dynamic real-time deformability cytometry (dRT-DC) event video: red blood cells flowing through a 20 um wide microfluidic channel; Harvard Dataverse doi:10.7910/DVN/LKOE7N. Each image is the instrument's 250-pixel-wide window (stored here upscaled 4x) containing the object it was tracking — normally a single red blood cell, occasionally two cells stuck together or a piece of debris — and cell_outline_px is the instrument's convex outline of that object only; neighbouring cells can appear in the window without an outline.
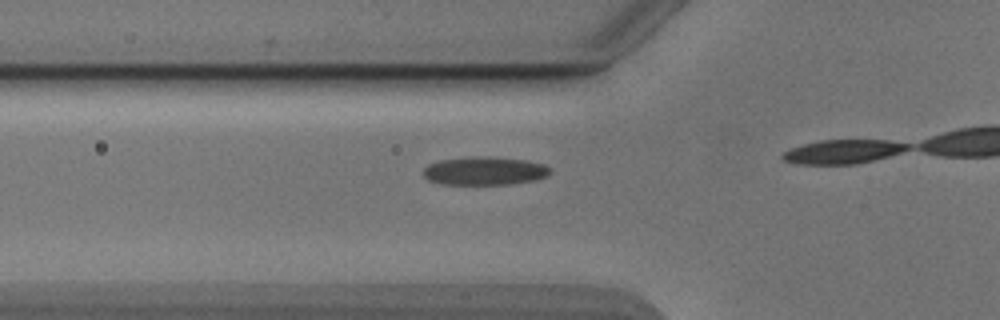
{"species": "Egyptian fruit bat (a non-hibernating species)", "species_latin": "Rousettus aegyptiacus", "temperature_condition": "cold", "stored_images_in_passage": 18, "camera_frame_rate_fps": 3000, "um_per_image_px": 0.085, "animal": {"sex": "male"}, "frame": {"image": 1, "passage_image": 14, "time_ms": 4.333, "image_size_px": [1000, 320], "cell_outline_px": [[552, 172], [548, 176], [536, 180], [508, 184], [440, 184], [428, 180], [420, 172], [428, 164], [440, 160], [476, 156], [524, 160], [544, 164], [552, 168]], "centroid_in_image_um": [41.18, 14.54], "position_along_channel_um": 84.6, "area_um2": 20.98}}
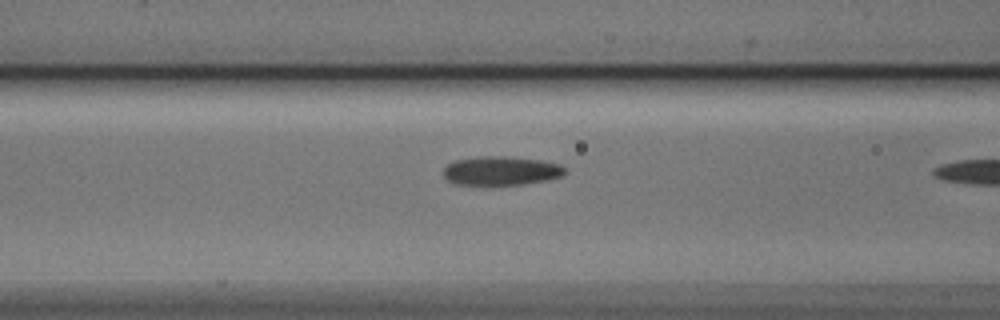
{"frame": {"image": 2, "passage_image": 17, "time_ms": 5.333, "image_size_px": [1000, 320], "cell_outline_px": [[568, 172], [560, 176], [544, 180], [524, 184], [488, 188], [452, 184], [444, 176], [444, 168], [448, 164], [456, 160], [476, 156], [504, 156], [540, 160], [560, 164]], "centroid_in_image_um": [42.52, 14.56], "position_along_channel_um": 124.1, "area_um2": 21.33}}